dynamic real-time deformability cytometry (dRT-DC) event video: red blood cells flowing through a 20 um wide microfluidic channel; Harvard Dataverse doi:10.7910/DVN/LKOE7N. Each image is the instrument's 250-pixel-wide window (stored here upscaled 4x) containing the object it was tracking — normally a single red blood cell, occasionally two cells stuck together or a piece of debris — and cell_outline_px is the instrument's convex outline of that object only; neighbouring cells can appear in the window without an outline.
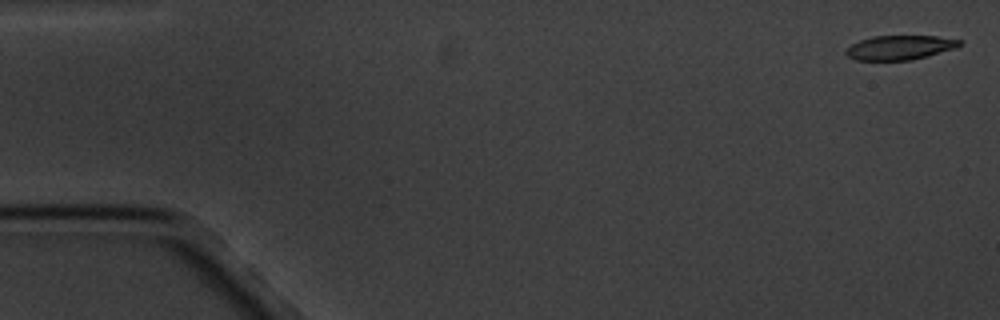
{"species": "common noctule bat (a hibernating species)", "species_latin": "Nyctalus noctula", "temperature_condition": "cold", "stored_images_in_passage": 11, "camera_frame_rate_fps": 3000, "um_per_image_px": 0.085, "animal": {"sex": "male", "body_mass_g": 20.1, "forearm_length_mm": 53.5}, "frame": {"image": 1, "passage_image": 1, "time_ms": 0.0, "image_size_px": [1000, 320], "cell_outline_px": [[964, 44], [956, 48], [912, 60], [856, 60], [848, 56], [844, 52], [852, 44], [860, 40], [872, 36], [936, 36], [964, 40]], "centroid_in_image_um": [76.54, 4.03], "position_along_channel_um": 8.5, "area_um2": 16.18}}
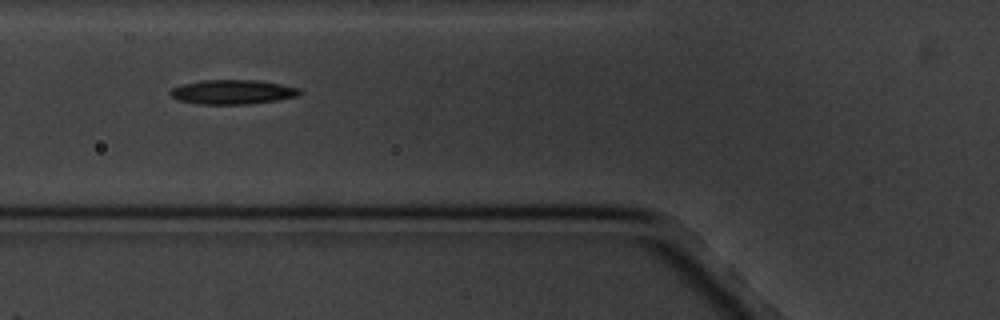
{"frame": {"image": 2, "passage_image": 7, "time_ms": 6.667, "image_size_px": [1000, 320], "cell_outline_px": [[304, 92], [300, 96], [276, 100], [248, 104], [200, 104], [180, 100], [172, 96], [168, 92], [172, 88], [180, 84], [200, 80], [256, 80], [280, 84], [300, 88]], "centroid_in_image_um": [19.79, 7.81], "position_along_channel_um": 106.0, "area_um2": 18.5}}
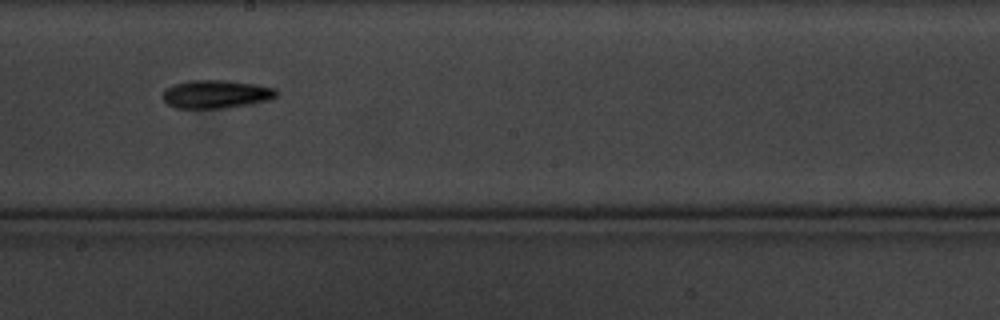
{"frame": {"image": 3, "passage_image": 10, "time_ms": 10.333, "image_size_px": [1000, 320], "cell_outline_px": [[280, 92], [272, 100], [224, 108], [176, 108], [168, 104], [164, 100], [164, 88], [172, 84], [188, 80], [228, 80], [256, 84], [276, 88]], "centroid_in_image_um": [18.4, 7.99], "position_along_channel_um": 229.8, "area_um2": 18.96}}